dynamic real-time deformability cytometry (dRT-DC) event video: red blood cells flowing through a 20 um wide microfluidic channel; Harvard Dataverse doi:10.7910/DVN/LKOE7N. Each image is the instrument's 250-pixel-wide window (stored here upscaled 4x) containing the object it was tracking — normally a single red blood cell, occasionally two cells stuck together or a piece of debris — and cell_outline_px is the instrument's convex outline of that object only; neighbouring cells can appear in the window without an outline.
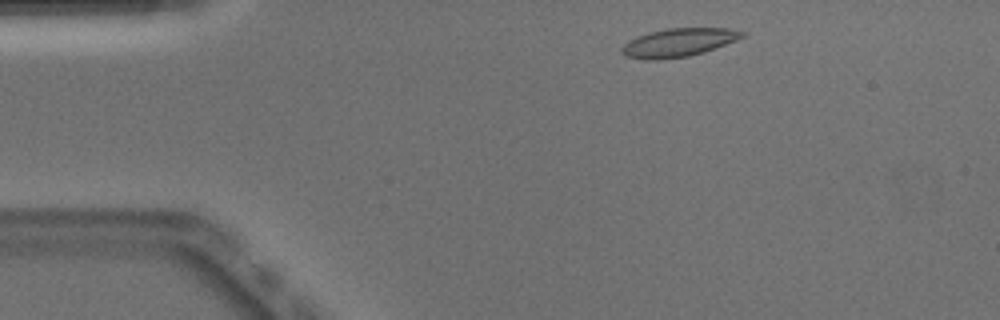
{"species": "Egyptian fruit bat (a non-hibernating species)", "species_latin": "Rousettus aegyptiacus", "temperature_condition": "warm", "stored_images_in_passage": 45, "camera_frame_rate_fps": 3000, "um_per_image_px": 0.085, "animal": {"sex": "male"}, "frame": {"image": 1, "passage_image": 3, "time_ms": 0.667, "image_size_px": [1000, 320], "cell_outline_px": [[744, 36], [736, 40], [704, 52], [688, 56], [660, 60], [644, 60], [624, 56], [620, 52], [620, 48], [628, 40], [636, 36], [648, 32], [668, 28], [728, 28], [744, 32]], "centroid_in_image_um": [57.59, 3.62], "position_along_channel_um": 27.4, "area_um2": 20.06}}
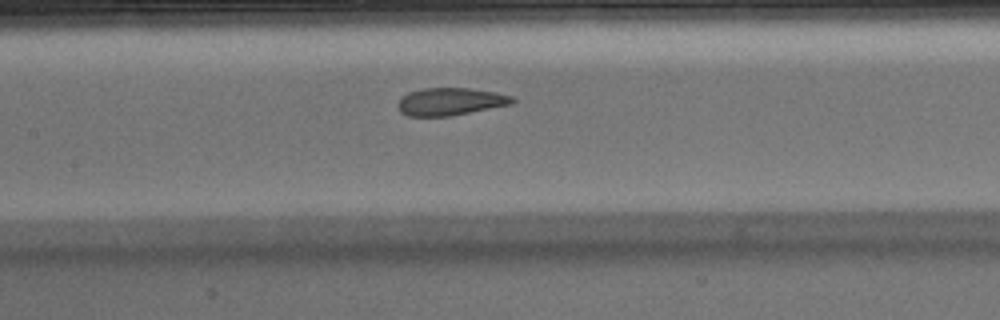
{"frame": {"image": 2, "passage_image": 18, "time_ms": 5.667, "image_size_px": [1000, 320], "cell_outline_px": [[516, 100], [512, 104], [448, 116], [408, 116], [400, 112], [396, 104], [408, 92], [424, 88], [468, 88], [496, 92], [512, 96]], "centroid_in_image_um": [38.27, 8.63], "position_along_channel_um": 169.1, "area_um2": 18.26}}
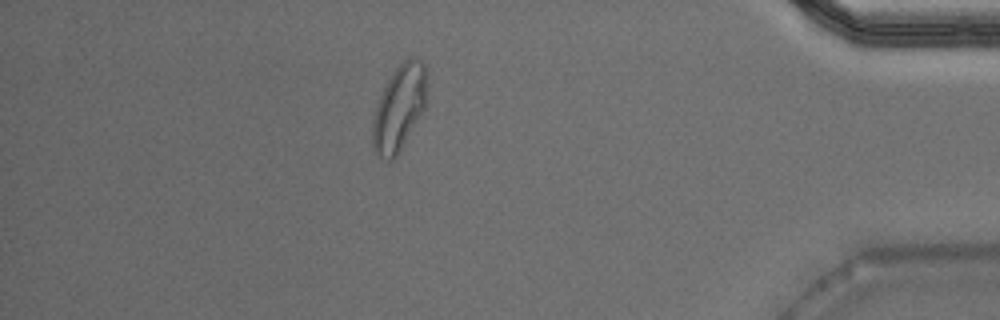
{"frame": {"image": 3, "passage_image": 39, "time_ms": 12.667, "image_size_px": [1000, 320], "cell_outline_px": [[428, 100], [424, 108], [400, 152], [392, 160], [388, 160], [376, 156], [372, 148], [372, 116], [376, 104], [388, 80], [396, 68], [404, 60], [412, 56], [420, 60], [424, 64], [428, 72]], "centroid_in_image_um": [33.95, 9.17], "position_along_channel_um": 401.3, "area_um2": 27.69}, "authors_computed_cell_mechanics": {"area_um2": 19.5942, "velocity_mm_per_s": 3.9354, "shape_relaxation_time_tau1_ms": 6.6336, "shape_relaxation_time_tau2_ms": 1.0623, "deformation_change_tau1": 0.2047, "deformation_change_tau2": 0.0597}}